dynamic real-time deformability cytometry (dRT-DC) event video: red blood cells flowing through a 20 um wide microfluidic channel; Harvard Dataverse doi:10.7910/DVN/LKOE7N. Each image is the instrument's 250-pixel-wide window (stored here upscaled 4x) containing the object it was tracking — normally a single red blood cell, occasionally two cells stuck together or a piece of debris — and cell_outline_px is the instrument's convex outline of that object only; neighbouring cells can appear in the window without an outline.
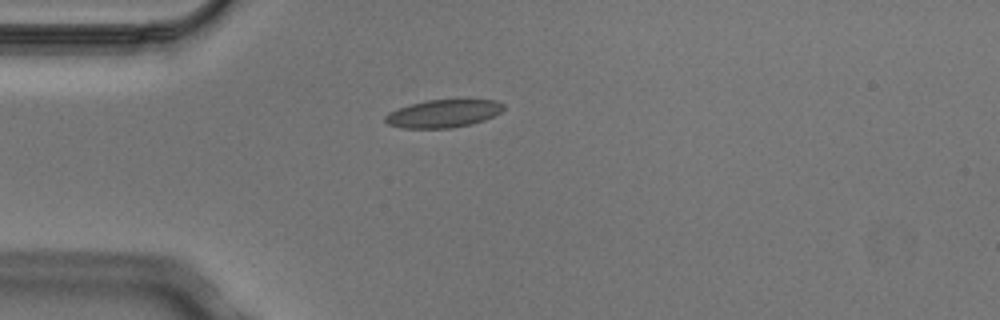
{"species": "Egyptian fruit bat (a non-hibernating species)", "species_latin": "Rousettus aegyptiacus", "temperature_condition": "cold", "stored_images_in_passage": 5, "camera_frame_rate_fps": 3000, "um_per_image_px": 0.085, "animal": {"sex": "male"}, "frame": {"image": 1, "passage_image": 4, "time_ms": 1.0, "image_size_px": [1000, 320], "cell_outline_px": [[504, 108], [500, 112], [484, 120], [472, 124], [452, 128], [400, 128], [388, 124], [384, 120], [384, 116], [388, 112], [412, 104], [428, 100], [468, 96], [496, 100], [504, 104]], "centroid_in_image_um": [37.75, 9.6], "position_along_channel_um": 47.2, "area_um2": 20.06}}